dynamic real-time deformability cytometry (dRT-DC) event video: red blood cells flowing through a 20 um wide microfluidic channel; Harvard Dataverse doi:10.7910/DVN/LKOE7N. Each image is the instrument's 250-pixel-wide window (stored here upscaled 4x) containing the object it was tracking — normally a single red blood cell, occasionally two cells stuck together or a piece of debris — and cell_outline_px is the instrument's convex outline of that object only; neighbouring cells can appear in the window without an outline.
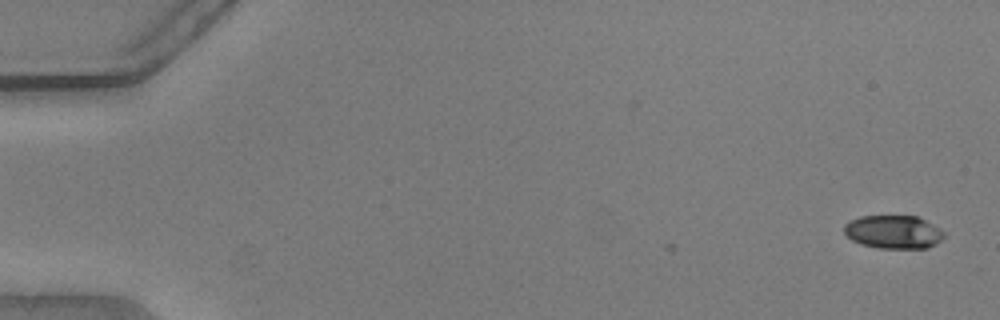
{"species": "common noctule bat (a hibernating species)", "species_latin": "Nyctalus noctula", "temperature_condition": "warm", "stored_images_in_passage": 7, "camera_frame_rate_fps": 3000, "um_per_image_px": 0.085, "animal": {"sex": "male", "body_mass_g": 20.5, "forearm_length_mm": 52.5}, "frame": {"image": 1, "passage_image": 1, "time_ms": 0.0, "image_size_px": [1000, 320], "cell_outline_px": [[944, 236], [936, 244], [928, 248], [876, 248], [860, 244], [852, 240], [844, 232], [844, 224], [860, 216], [916, 216], [940, 228], [944, 232]], "centroid_in_image_um": [75.94, 19.72], "position_along_channel_um": 9.1, "area_um2": 19.36}}